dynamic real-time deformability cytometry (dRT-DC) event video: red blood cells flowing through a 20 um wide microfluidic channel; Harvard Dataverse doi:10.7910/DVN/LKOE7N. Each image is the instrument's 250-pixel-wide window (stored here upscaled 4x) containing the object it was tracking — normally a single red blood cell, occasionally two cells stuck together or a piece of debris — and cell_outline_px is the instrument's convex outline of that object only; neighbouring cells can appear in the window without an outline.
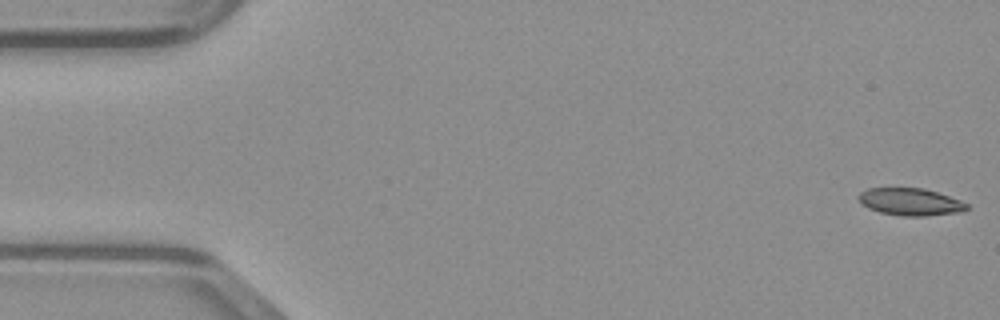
{"species": "common noctule bat (a hibernating species)", "species_latin": "Nyctalus noctula", "temperature_condition": "warm", "stored_images_in_passage": 9, "camera_frame_rate_fps": 3000, "um_per_image_px": 0.085, "animal": {"sex": "male", "body_mass_g": 23.1, "forearm_length_mm": 52.7}, "frame": {"image": 1, "passage_image": 1, "time_ms": 0.0, "image_size_px": [1000, 320], "cell_outline_px": [[968, 208], [956, 212], [924, 216], [904, 216], [880, 212], [868, 208], [860, 204], [860, 192], [868, 188], [924, 188], [960, 200], [968, 204]], "centroid_in_image_um": [77.35, 17.15], "position_along_channel_um": 7.7, "area_um2": 16.94}}